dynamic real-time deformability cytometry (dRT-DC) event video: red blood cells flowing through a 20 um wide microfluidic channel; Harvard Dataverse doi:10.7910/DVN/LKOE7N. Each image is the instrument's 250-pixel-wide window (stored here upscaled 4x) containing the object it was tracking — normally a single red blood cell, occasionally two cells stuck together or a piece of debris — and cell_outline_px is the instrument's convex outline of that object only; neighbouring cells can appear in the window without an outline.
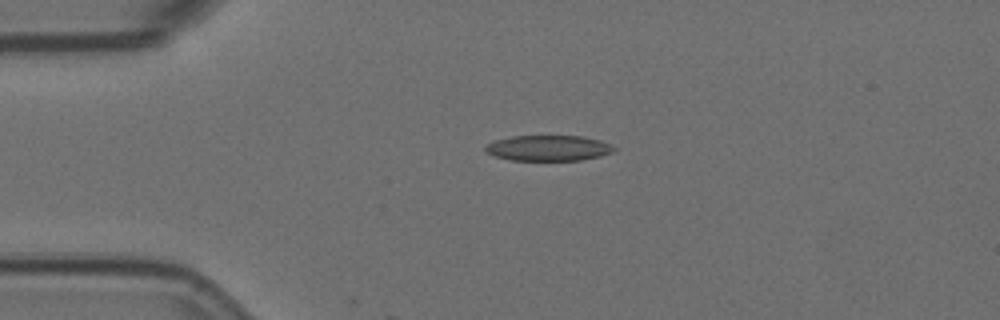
{"species": "Egyptian fruit bat (a non-hibernating species)", "species_latin": "Rousettus aegyptiacus", "temperature_condition": "room temperature", "stored_images_in_passage": 3, "camera_frame_rate_fps": 3000, "um_per_image_px": 0.085, "animal": {"sex": "female"}, "frame": {"image": 1, "passage_image": 3, "time_ms": 0.667, "image_size_px": [1000, 320], "cell_outline_px": [[616, 148], [612, 152], [600, 156], [580, 160], [512, 160], [496, 156], [488, 152], [484, 148], [488, 144], [496, 140], [512, 136], [580, 136], [600, 140]], "centroid_in_image_um": [46.62, 12.58], "position_along_channel_um": 38.4, "area_um2": 18.84}}